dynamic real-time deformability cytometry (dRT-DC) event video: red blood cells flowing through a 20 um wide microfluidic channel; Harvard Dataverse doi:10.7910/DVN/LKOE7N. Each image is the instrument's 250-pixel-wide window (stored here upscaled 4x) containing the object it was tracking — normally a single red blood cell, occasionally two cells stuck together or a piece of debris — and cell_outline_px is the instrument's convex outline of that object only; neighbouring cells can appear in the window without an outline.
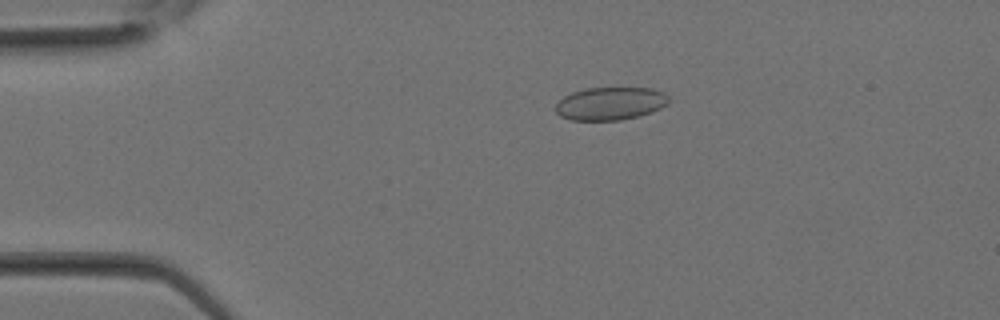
{"species": "Egyptian fruit bat (a non-hibernating species)", "species_latin": "Rousettus aegyptiacus", "temperature_condition": "room temperature", "stored_images_in_passage": 22, "camera_frame_rate_fps": 3000, "um_per_image_px": 0.085, "animal": {"sex": "female"}, "frame": {"image": 1, "passage_image": 7, "time_ms": 2.0, "image_size_px": [1000, 320], "cell_outline_px": [[672, 100], [668, 104], [652, 112], [620, 120], [572, 120], [560, 116], [556, 112], [556, 104], [564, 96], [572, 92], [584, 88], [652, 88], [664, 92]], "centroid_in_image_um": [51.9, 8.79], "position_along_channel_um": 33.1, "area_um2": 21.79}}
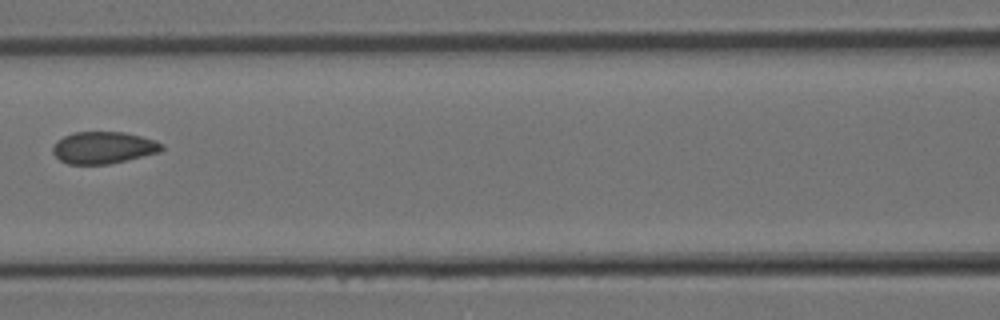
{"frame": {"image": 2, "passage_image": 15, "time_ms": 4.667, "image_size_px": [1000, 320], "cell_outline_px": [[164, 148], [160, 152], [108, 164], [68, 164], [60, 160], [52, 152], [52, 148], [56, 140], [72, 132], [124, 132], [156, 140], [164, 144]], "centroid_in_image_um": [8.78, 12.54], "position_along_channel_um": 157.8, "area_um2": 20.35}}
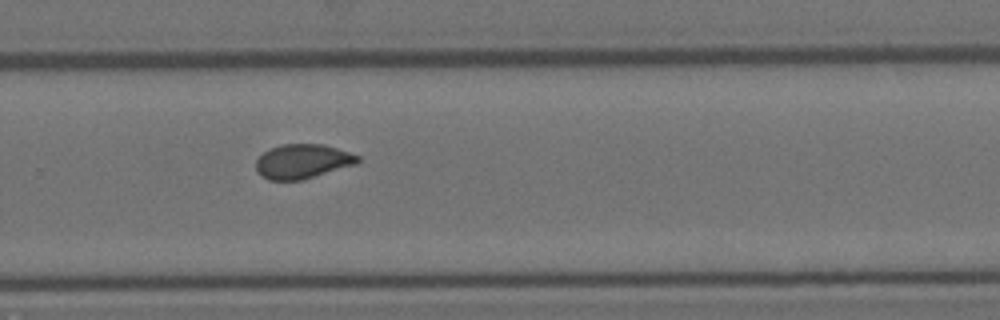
{"frame": {"image": 3, "passage_image": 22, "time_ms": 7.0, "image_size_px": [1000, 320], "cell_outline_px": [[360, 160], [356, 164], [304, 180], [268, 180], [260, 176], [256, 172], [256, 160], [264, 152], [280, 144], [324, 144], [360, 156]], "centroid_in_image_um": [25.7, 13.73], "position_along_channel_um": 304.1, "area_um2": 20.52}}